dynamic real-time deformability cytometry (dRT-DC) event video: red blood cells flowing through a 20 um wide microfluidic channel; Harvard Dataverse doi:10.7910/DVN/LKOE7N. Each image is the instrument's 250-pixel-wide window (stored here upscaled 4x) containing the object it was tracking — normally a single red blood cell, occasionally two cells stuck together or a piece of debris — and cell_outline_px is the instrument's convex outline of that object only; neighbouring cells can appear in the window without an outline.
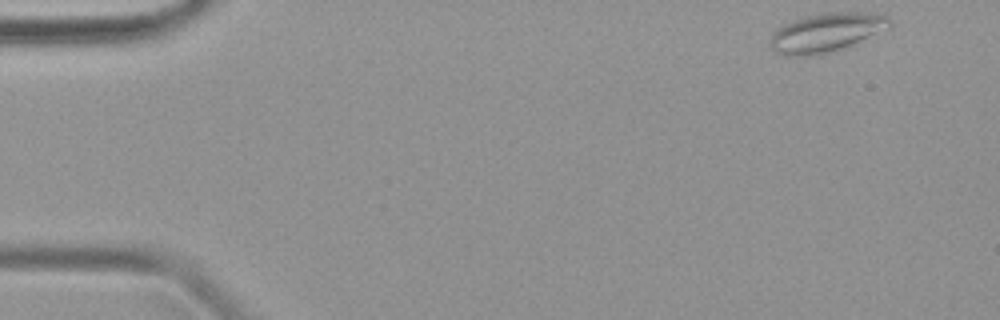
{"species": "common noctule bat (a hibernating species)", "species_latin": "Nyctalus noctula", "temperature_condition": "warm", "stored_images_in_passage": 45, "camera_frame_rate_fps": 3000, "um_per_image_px": 0.085, "animal": {"sex": "female", "body_mass_g": 19.9}, "frame": {"image": 1, "passage_image": 1, "time_ms": 0.0, "image_size_px": [1000, 320], "cell_outline_px": [[892, 24], [888, 28], [860, 40], [840, 48], [808, 56], [784, 56], [776, 52], [768, 44], [772, 32], [776, 28], [784, 24], [804, 16], [828, 12], [868, 12], [888, 16], [892, 20]], "centroid_in_image_um": [70.18, 2.74], "position_along_channel_um": 14.8, "area_um2": 26.82}}
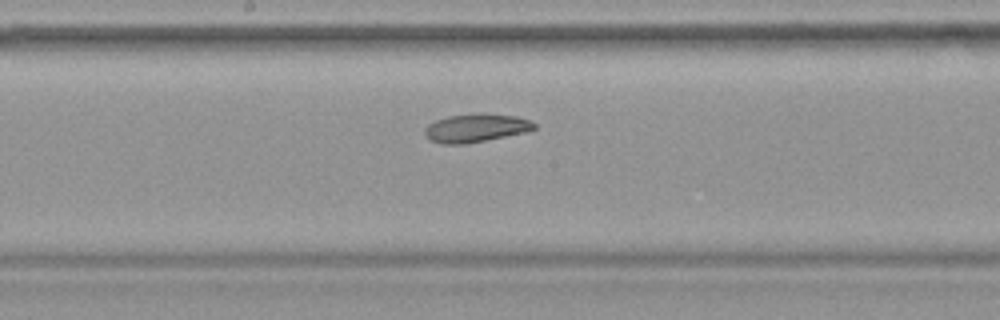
{"frame": {"image": 2, "passage_image": 23, "time_ms": 7.333, "image_size_px": [1000, 320], "cell_outline_px": [[536, 128], [528, 132], [464, 144], [440, 144], [432, 140], [424, 132], [424, 128], [428, 124], [436, 120], [448, 116], [480, 112], [484, 112], [516, 116], [532, 120], [536, 124]], "centroid_in_image_um": [40.5, 10.86], "position_along_channel_um": 207.7, "area_um2": 18.32}}
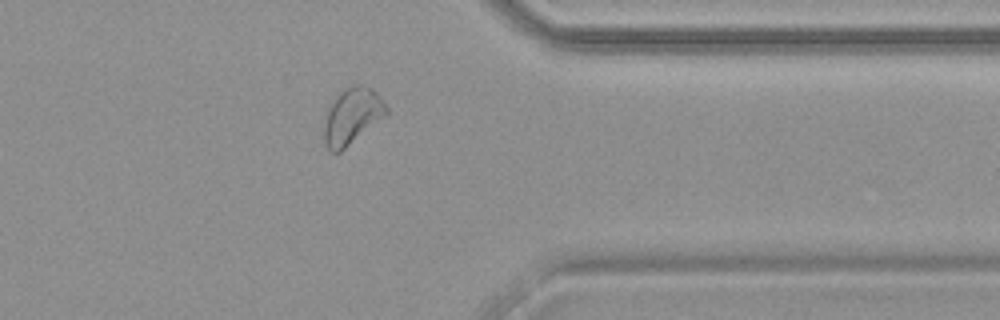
{"frame": {"image": 3, "passage_image": 36, "time_ms": 11.667, "image_size_px": [1000, 320], "cell_outline_px": [[388, 112], [384, 116], [340, 152], [332, 152], [324, 144], [324, 128], [328, 108], [332, 100], [344, 88], [352, 84], [360, 84], [372, 88], [380, 96], [388, 108]], "centroid_in_image_um": [29.92, 9.84], "position_along_channel_um": 381.5, "area_um2": 20.17}}